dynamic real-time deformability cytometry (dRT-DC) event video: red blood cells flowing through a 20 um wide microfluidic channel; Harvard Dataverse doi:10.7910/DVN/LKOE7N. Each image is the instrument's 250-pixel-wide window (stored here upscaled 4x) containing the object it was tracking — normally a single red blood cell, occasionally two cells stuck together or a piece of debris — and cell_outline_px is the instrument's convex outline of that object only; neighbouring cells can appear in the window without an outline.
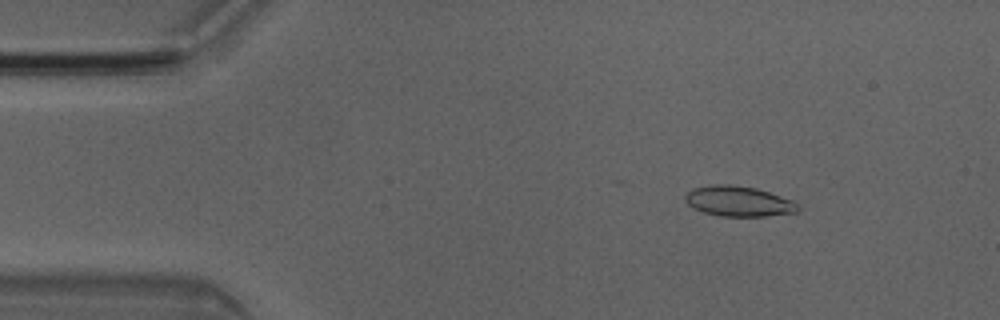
{"species": "Egyptian fruit bat (a non-hibernating species)", "species_latin": "Rousettus aegyptiacus", "temperature_condition": "room temperature", "stored_images_in_passage": 3, "camera_frame_rate_fps": 3000, "um_per_image_px": 0.085, "animal": {"sex": "male"}, "frame": {"image": 1, "passage_image": 1, "time_ms": 0.0, "image_size_px": [1000, 320], "cell_outline_px": [[800, 208], [796, 212], [768, 216], [720, 216], [704, 212], [692, 208], [688, 204], [684, 196], [688, 192], [696, 188], [712, 184], [732, 184], [756, 188], [792, 200]], "centroid_in_image_um": [62.77, 17.11], "position_along_channel_um": 22.2, "area_um2": 19.77}}